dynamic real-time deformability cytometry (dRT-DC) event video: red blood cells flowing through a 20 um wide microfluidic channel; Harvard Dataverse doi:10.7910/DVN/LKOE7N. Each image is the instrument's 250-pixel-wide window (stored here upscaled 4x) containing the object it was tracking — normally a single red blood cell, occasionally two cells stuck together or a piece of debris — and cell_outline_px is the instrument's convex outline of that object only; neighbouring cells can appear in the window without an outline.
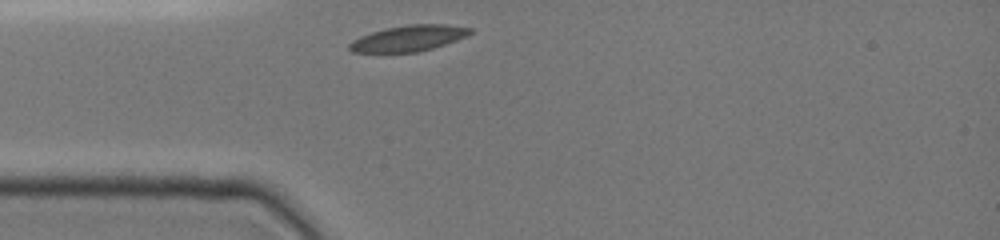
{"species": "common noctule bat (a hibernating species)", "species_latin": "Nyctalus noctula", "temperature_condition": "cold", "stored_images_in_passage": 29, "camera_frame_rate_fps": 3000, "um_per_image_px": 0.085, "animal": {"sex": "female", "body_mass_g": 19.0, "forearm_length_mm": 51.5}, "frame": {"image": 1, "passage_image": 1, "time_ms": 0.0, "image_size_px": [1000, 240], "cell_outline_px": [[472, 32], [456, 40], [432, 48], [416, 52], [352, 52], [348, 48], [348, 44], [352, 40], [360, 36], [384, 28], [408, 24], [444, 24], [472, 28]], "centroid_in_image_um": [34.68, 3.25], "position_along_channel_um": 50.3, "area_um2": 18.09}}
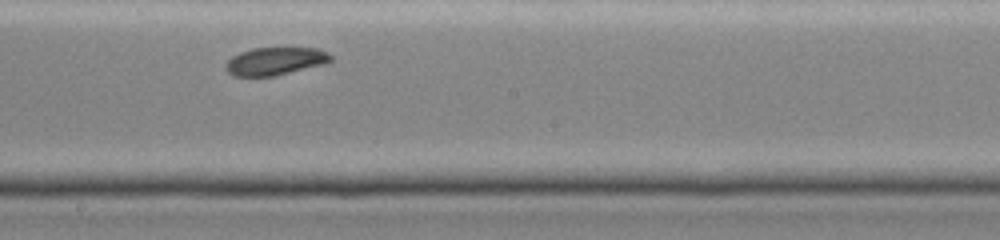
{"frame": {"image": 2, "passage_image": 15, "time_ms": 4.667, "image_size_px": [1000, 240], "cell_outline_px": [[332, 60], [328, 64], [272, 76], [232, 76], [224, 68], [224, 64], [232, 56], [240, 52], [252, 48], [320, 48], [328, 52], [332, 56]], "centroid_in_image_um": [23.41, 5.2], "position_along_channel_um": 224.8, "area_um2": 17.28}}
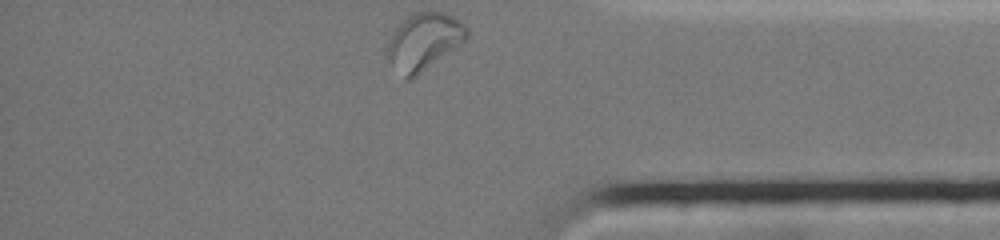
{"frame": {"image": 3, "passage_image": 29, "time_ms": 9.333, "image_size_px": [1000, 240], "cell_outline_px": [[468, 36], [460, 44], [416, 76], [408, 80], [384, 56], [384, 52], [400, 20], [412, 12], [444, 12], [452, 16], [464, 24], [468, 28]], "centroid_in_image_um": [36.0, 3.5], "position_along_channel_um": 399.2, "area_um2": 26.07}}